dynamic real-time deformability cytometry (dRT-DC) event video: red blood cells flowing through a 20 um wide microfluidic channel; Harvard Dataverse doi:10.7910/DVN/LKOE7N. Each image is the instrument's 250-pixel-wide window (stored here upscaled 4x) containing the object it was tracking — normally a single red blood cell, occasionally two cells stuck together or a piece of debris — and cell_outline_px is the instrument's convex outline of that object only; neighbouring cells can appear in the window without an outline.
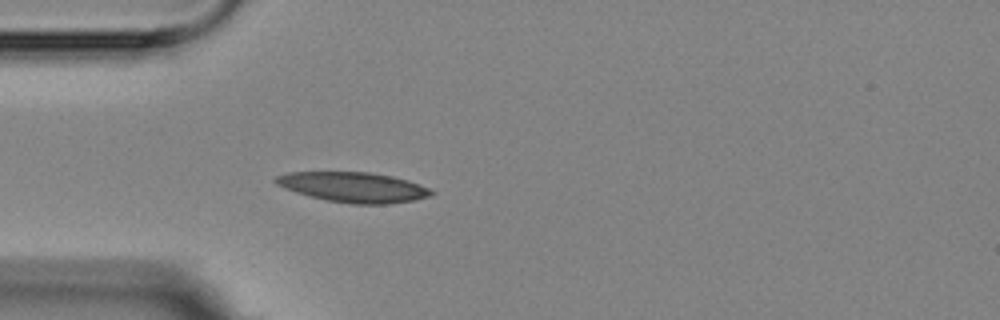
{"species": "Egyptian fruit bat (a non-hibernating species)", "species_latin": "Rousettus aegyptiacus", "temperature_condition": "room temperature", "stored_images_in_passage": 5, "camera_frame_rate_fps": 3000, "um_per_image_px": 0.085, "animal": {"sex": "female"}, "frame": {"image": 1, "passage_image": 5, "time_ms": 5.0, "image_size_px": [1000, 320], "cell_outline_px": [[436, 192], [428, 196], [412, 200], [384, 204], [352, 204], [328, 200], [296, 192], [276, 184], [272, 180], [276, 176], [288, 172], [368, 172], [392, 176], [408, 180], [428, 188]], "centroid_in_image_um": [30.02, 15.9], "position_along_channel_um": 55.0, "area_um2": 26.93}}